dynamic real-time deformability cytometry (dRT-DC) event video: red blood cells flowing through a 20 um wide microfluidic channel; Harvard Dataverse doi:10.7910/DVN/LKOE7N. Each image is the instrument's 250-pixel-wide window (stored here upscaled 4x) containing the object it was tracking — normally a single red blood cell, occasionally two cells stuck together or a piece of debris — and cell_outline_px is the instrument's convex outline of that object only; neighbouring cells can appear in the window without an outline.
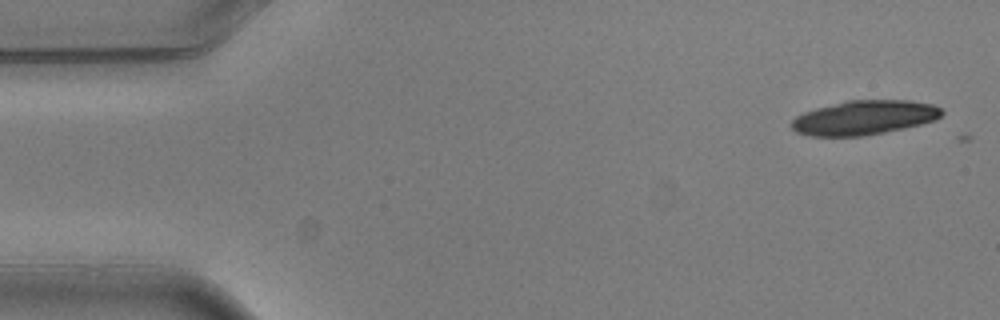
{"species": "common noctule bat (a hibernating species)", "species_latin": "Nyctalus noctula", "temperature_condition": "warm", "stored_images_in_passage": 5, "camera_frame_rate_fps": 3000, "um_per_image_px": 0.085, "animal": {"sex": "male", "body_mass_g": 20.5, "forearm_length_mm": 52.5}, "frame": {"image": 1, "passage_image": 1, "time_ms": 0.0, "image_size_px": [1000, 320], "cell_outline_px": [[944, 112], [936, 120], [904, 128], [864, 136], [808, 136], [796, 132], [792, 128], [792, 120], [796, 116], [804, 112], [816, 108], [848, 100], [912, 100], [932, 104], [940, 108]], "centroid_in_image_um": [73.46, 10.0], "position_along_channel_um": 11.5, "area_um2": 30.06}}